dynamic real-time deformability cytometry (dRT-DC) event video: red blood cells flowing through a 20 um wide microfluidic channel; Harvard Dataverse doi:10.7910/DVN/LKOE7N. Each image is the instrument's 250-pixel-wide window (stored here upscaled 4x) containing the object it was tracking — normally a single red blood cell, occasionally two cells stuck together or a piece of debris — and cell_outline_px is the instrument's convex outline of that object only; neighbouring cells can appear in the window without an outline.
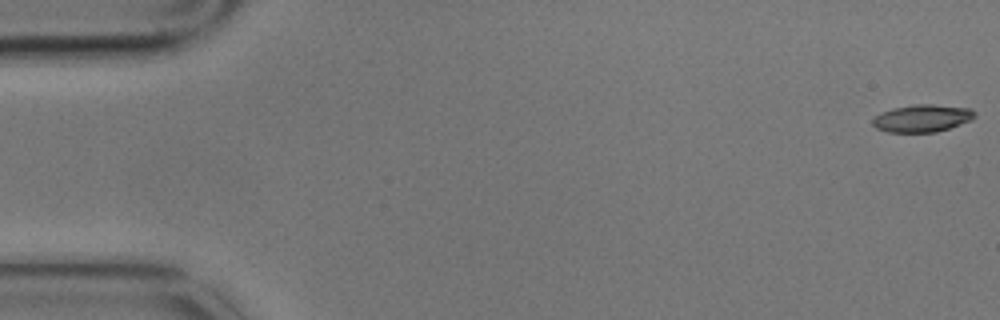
{"species": "common noctule bat (a hibernating species)", "species_latin": "Nyctalus noctula", "temperature_condition": "cold", "stored_images_in_passage": 6, "camera_frame_rate_fps": 3000, "um_per_image_px": 0.085, "animal": {"sex": "male", "body_mass_g": 17.9}, "frame": {"image": 1, "passage_image": 1, "time_ms": 0.0, "image_size_px": [1000, 320], "cell_outline_px": [[976, 116], [972, 120], [936, 132], [888, 132], [876, 128], [872, 124], [872, 120], [880, 112], [892, 108], [916, 104], [932, 104], [972, 108], [976, 112]], "centroid_in_image_um": [78.4, 10.04], "position_along_channel_um": 6.6, "area_um2": 16.42}}
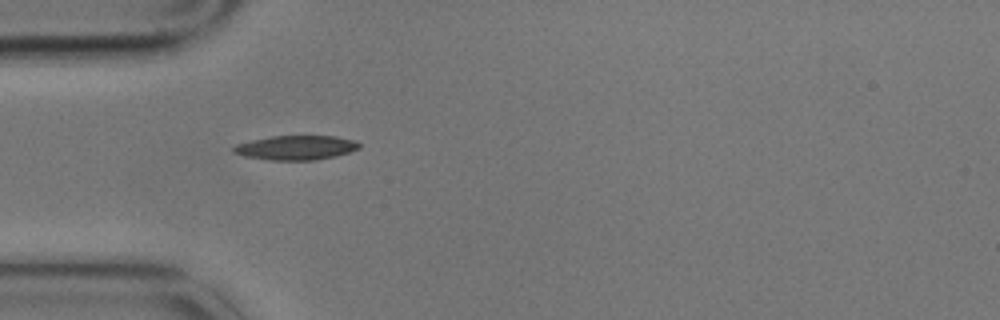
{"frame": {"image": 2, "passage_image": 5, "time_ms": 1.333, "image_size_px": [1000, 320], "cell_outline_px": [[360, 148], [336, 156], [316, 160], [268, 160], [244, 156], [232, 152], [232, 148], [236, 144], [252, 140], [272, 136], [336, 136], [352, 140], [360, 144]], "centroid_in_image_um": [25.13, 12.55], "position_along_channel_um": 59.9, "area_um2": 17.8}}